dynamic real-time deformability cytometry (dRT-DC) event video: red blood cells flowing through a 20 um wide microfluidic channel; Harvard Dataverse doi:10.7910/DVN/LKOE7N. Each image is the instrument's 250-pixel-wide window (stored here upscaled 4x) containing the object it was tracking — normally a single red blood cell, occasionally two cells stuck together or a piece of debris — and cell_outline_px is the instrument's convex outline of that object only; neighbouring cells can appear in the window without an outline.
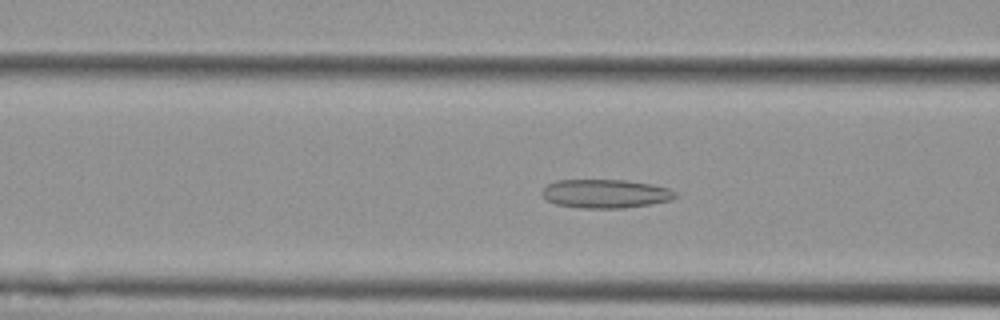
{"species": "Egyptian fruit bat (a non-hibernating species)", "species_latin": "Rousettus aegyptiacus", "temperature_condition": "cold", "stored_images_in_passage": 5, "segment_of_instrument_passage": [2, 2], "camera_frame_rate_fps": 3000, "um_per_image_px": 0.085, "animal": {"sex": "female"}, "frame": {"image": 1, "passage_image": 5, "time_ms": 4.667, "image_size_px": [1000, 320], "cell_outline_px": [[680, 196], [672, 200], [624, 208], [580, 208], [556, 204], [548, 200], [540, 192], [548, 184], [556, 180], [624, 180], [652, 184], [668, 188], [676, 192]], "centroid_in_image_um": [51.49, 16.46], "position_along_channel_um": 115.1, "area_um2": 22.31}}